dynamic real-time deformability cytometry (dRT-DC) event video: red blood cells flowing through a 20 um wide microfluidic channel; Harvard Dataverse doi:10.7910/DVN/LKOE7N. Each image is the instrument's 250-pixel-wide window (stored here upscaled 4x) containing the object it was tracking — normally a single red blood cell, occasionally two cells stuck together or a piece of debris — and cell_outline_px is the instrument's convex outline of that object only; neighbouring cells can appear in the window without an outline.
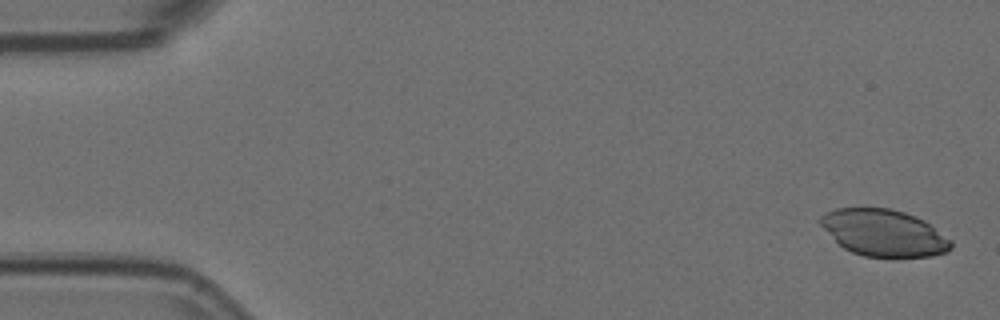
{"species": "Egyptian fruit bat (a non-hibernating species)", "species_latin": "Rousettus aegyptiacus", "temperature_condition": "room temperature", "stored_images_in_passage": 3, "camera_frame_rate_fps": 3000, "um_per_image_px": 0.085, "animal": {"sex": "female"}, "frame": {"image": 1, "passage_image": 1, "time_ms": 0.0, "image_size_px": [1000, 320], "cell_outline_px": [[952, 248], [948, 252], [932, 256], [864, 256], [852, 252], [844, 248], [816, 220], [824, 212], [836, 208], [892, 208], [916, 216], [924, 220], [952, 240]], "centroid_in_image_um": [75.14, 19.77], "position_along_channel_um": 9.9, "area_um2": 35.43}}